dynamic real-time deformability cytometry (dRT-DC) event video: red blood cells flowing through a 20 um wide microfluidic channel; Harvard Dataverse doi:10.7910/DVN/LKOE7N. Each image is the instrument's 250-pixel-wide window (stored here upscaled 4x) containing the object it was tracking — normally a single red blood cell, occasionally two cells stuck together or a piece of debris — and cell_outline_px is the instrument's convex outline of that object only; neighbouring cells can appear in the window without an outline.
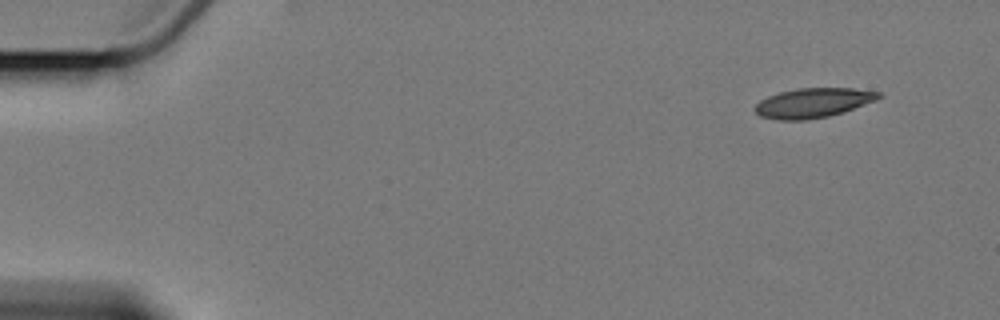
{"species": "Egyptian fruit bat (a non-hibernating species)", "species_latin": "Rousettus aegyptiacus", "temperature_condition": "cold", "stored_images_in_passage": 6, "camera_frame_rate_fps": 3000, "um_per_image_px": 0.085, "animal": {"sex": "female"}, "frame": {"image": 1, "passage_image": 1, "time_ms": 0.0, "image_size_px": [1000, 320], "cell_outline_px": [[884, 96], [876, 100], [844, 112], [828, 116], [804, 120], [780, 120], [760, 116], [752, 108], [760, 100], [768, 96], [780, 92], [796, 88], [852, 88], [880, 92]], "centroid_in_image_um": [69.11, 8.74], "position_along_channel_um": 15.9, "area_um2": 21.39}}
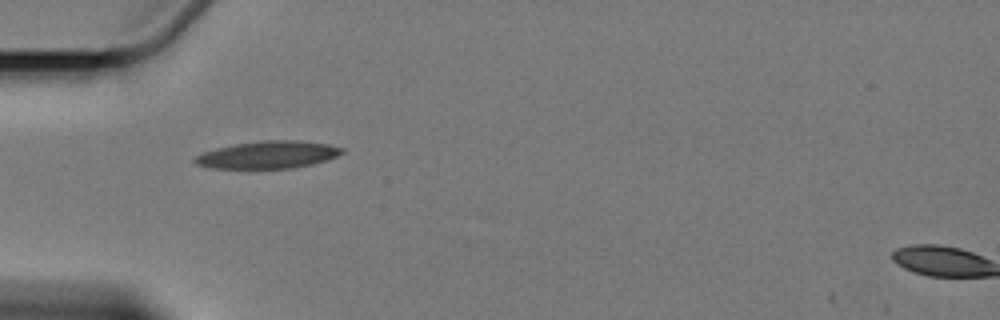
{"frame": {"image": 2, "passage_image": 5, "time_ms": 4.667, "image_size_px": [1000, 320], "cell_outline_px": [[344, 152], [328, 160], [312, 164], [292, 168], [208, 168], [196, 164], [192, 160], [192, 156], [216, 148], [236, 144], [264, 140], [300, 140], [328, 144], [344, 148]], "centroid_in_image_um": [22.76, 13.15], "position_along_channel_um": 62.2, "area_um2": 23.58}}
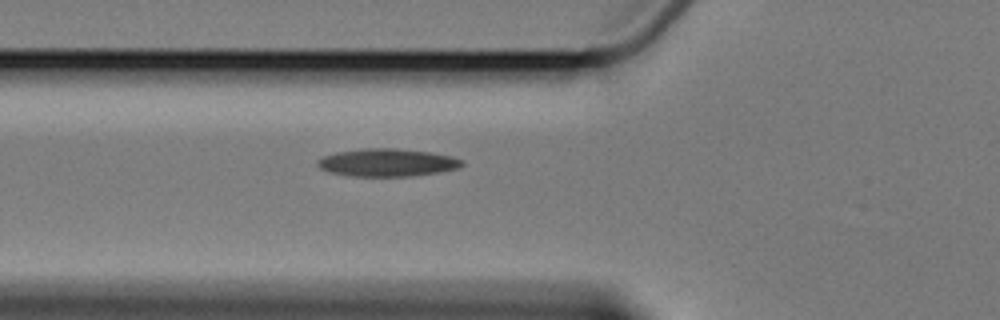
{"frame": {"image": 3, "passage_image": 6, "time_ms": 5.667, "image_size_px": [1000, 320], "cell_outline_px": [[464, 164], [456, 168], [440, 172], [412, 176], [352, 176], [328, 172], [320, 168], [316, 164], [316, 160], [324, 156], [336, 152], [360, 148], [396, 148], [428, 152], [452, 156], [464, 160]], "centroid_in_image_um": [32.89, 13.81], "position_along_channel_um": 92.9, "area_um2": 23.47}}